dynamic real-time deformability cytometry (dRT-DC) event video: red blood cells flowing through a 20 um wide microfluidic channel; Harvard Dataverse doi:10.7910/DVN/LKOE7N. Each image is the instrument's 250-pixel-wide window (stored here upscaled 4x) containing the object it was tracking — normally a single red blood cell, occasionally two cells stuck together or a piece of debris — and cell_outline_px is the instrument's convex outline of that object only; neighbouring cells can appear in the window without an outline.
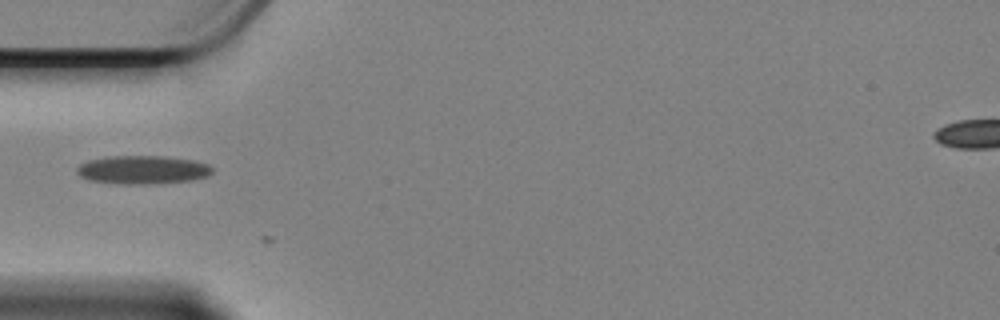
{"species": "Egyptian fruit bat (a non-hibernating species)", "species_latin": "Rousettus aegyptiacus", "temperature_condition": "cold", "stored_images_in_passage": 2, "camera_frame_rate_fps": 3000, "um_per_image_px": 0.085, "animal": {"sex": "female"}, "frame": {"image": 1, "passage_image": 1, "time_ms": 0.0, "image_size_px": [1000, 320], "cell_outline_px": [[212, 172], [208, 176], [192, 180], [156, 184], [116, 184], [88, 180], [80, 176], [76, 172], [76, 168], [80, 164], [88, 160], [112, 156], [160, 156], [192, 160], [208, 164], [212, 168]], "centroid_in_image_um": [12.1, 14.44], "position_along_channel_um": 72.9, "area_um2": 22.54}}